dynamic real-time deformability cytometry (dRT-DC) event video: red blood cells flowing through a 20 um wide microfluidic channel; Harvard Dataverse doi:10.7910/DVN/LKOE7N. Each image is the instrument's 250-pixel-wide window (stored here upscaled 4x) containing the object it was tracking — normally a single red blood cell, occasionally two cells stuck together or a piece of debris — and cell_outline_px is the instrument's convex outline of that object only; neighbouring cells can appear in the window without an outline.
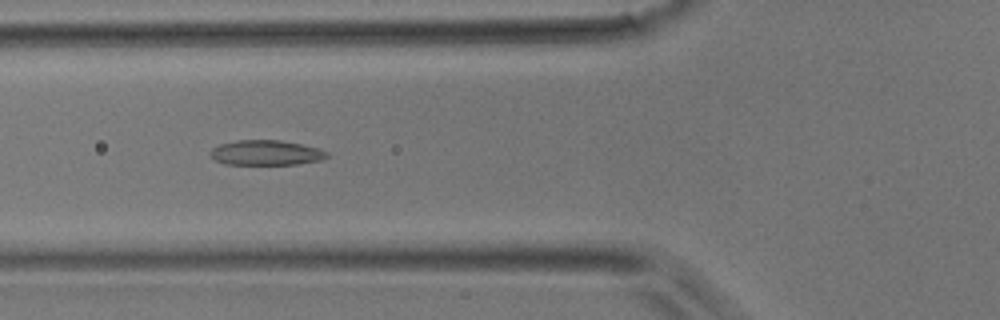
{"species": "common noctule bat (a hibernating species)", "species_latin": "Nyctalus noctula", "temperature_condition": "room temperature", "stored_images_in_passage": 35, "camera_frame_rate_fps": 3000, "um_per_image_px": 0.085, "animal": {"sex": "male", "body_mass_g": 17.9}, "frame": {"image": 1, "passage_image": 6, "time_ms": 1.667, "image_size_px": [1000, 320], "cell_outline_px": [[328, 156], [320, 160], [296, 164], [224, 164], [216, 160], [208, 152], [212, 148], [220, 144], [236, 140], [280, 140], [300, 144], [316, 148], [328, 152]], "centroid_in_image_um": [22.57, 12.98], "position_along_channel_um": 103.2, "area_um2": 16.82}}
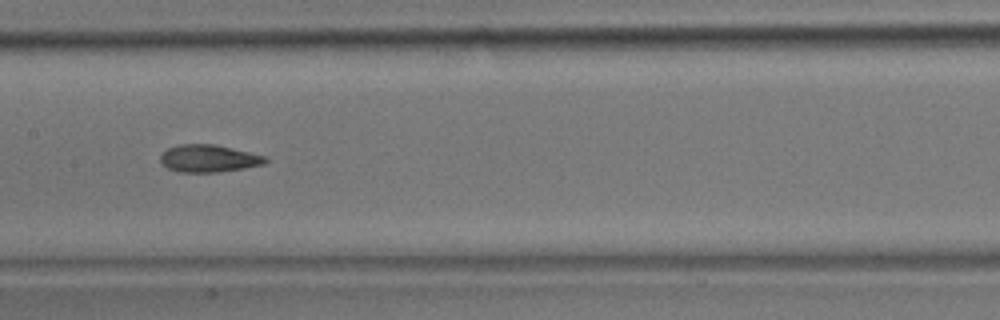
{"frame": {"image": 2, "passage_image": 12, "time_ms": 3.667, "image_size_px": [1000, 320], "cell_outline_px": [[268, 160], [264, 164], [244, 168], [220, 172], [176, 172], [168, 168], [160, 160], [160, 156], [168, 148], [180, 144], [212, 144], [268, 156]], "centroid_in_image_um": [17.76, 13.47], "position_along_channel_um": 189.6, "area_um2": 16.7}}
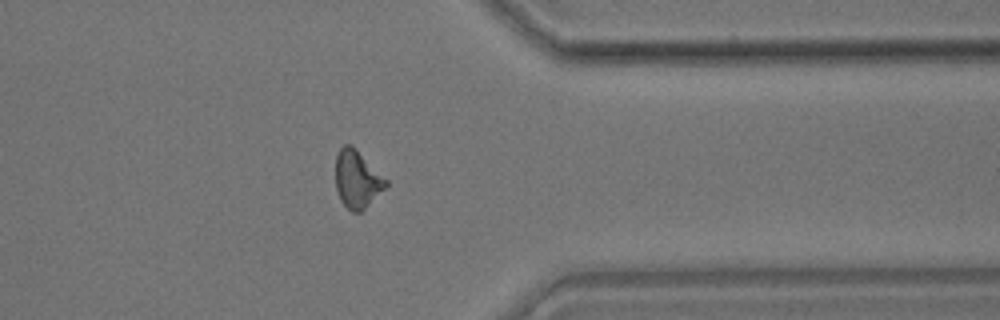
{"frame": {"image": 3, "passage_image": 26, "time_ms": 8.333, "image_size_px": [1000, 320], "cell_outline_px": [[388, 184], [360, 212], [352, 212], [340, 200], [336, 192], [336, 156], [340, 148], [344, 144], [352, 144], [388, 180]], "centroid_in_image_um": [30.34, 15.2], "position_along_channel_um": 381.1, "area_um2": 16.76}}